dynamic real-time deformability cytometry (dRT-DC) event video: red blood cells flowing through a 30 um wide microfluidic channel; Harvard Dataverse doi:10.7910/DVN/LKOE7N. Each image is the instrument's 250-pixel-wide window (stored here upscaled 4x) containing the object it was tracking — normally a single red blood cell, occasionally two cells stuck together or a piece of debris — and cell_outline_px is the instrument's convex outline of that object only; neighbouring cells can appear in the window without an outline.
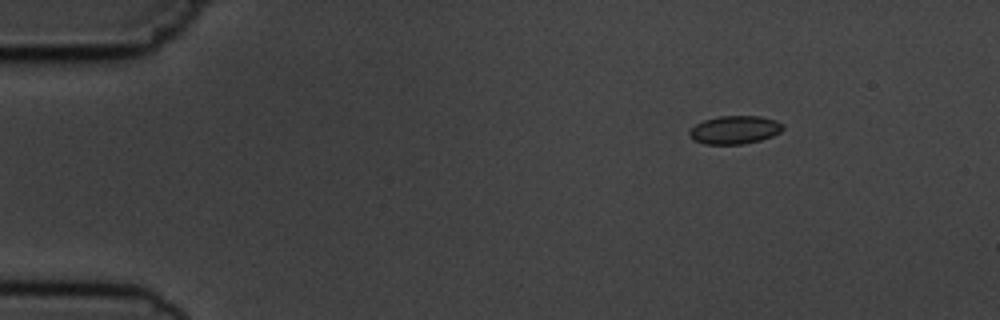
{"species": "common noctule bat (a hibernating species)", "species_latin": "Nyctalus noctula", "temperature_condition": "cold", "stored_images_in_passage": 2, "camera_frame_rate_fps": 3000, "um_per_image_px": 0.085, "animal": {"sex": "male", "body_mass_g": 19.5, "forearm_length_mm": 54.6}, "frame": {"image": 1, "passage_image": 1, "time_ms": 0.0, "image_size_px": [1000, 320], "cell_outline_px": [[784, 128], [780, 132], [772, 136], [760, 140], [740, 144], [704, 144], [688, 136], [688, 132], [696, 124], [704, 120], [720, 116], [760, 116], [776, 120], [784, 124]], "centroid_in_image_um": [62.47, 11.03], "position_along_channel_um": 22.5, "area_um2": 15.32}}